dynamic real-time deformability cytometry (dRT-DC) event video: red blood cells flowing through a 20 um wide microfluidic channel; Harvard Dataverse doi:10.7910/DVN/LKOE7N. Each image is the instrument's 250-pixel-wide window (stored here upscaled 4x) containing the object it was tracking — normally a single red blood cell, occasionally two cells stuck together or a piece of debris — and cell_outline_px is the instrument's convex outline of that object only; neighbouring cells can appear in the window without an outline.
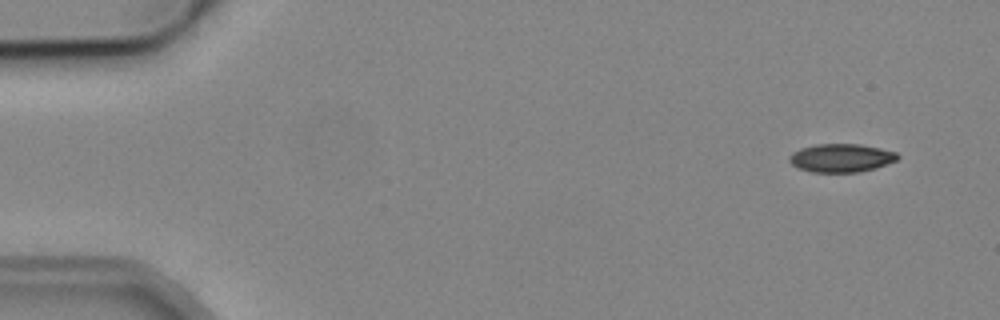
{"species": "common noctule bat (a hibernating species)", "species_latin": "Nyctalus noctula", "temperature_condition": "cold", "stored_images_in_passage": 7, "camera_frame_rate_fps": 3000, "um_per_image_px": 0.085, "animal": {"sex": "male", "body_mass_g": 19.2, "forearm_length_mm": 51.8}, "frame": {"image": 1, "passage_image": 1, "time_ms": 0.0, "image_size_px": [1000, 320], "cell_outline_px": [[900, 156], [896, 160], [876, 168], [860, 172], [812, 172], [796, 168], [788, 160], [788, 156], [792, 152], [800, 148], [816, 144], [860, 144], [880, 148], [896, 152]], "centroid_in_image_um": [71.47, 13.42], "position_along_channel_um": 13.5, "area_um2": 18.03}}
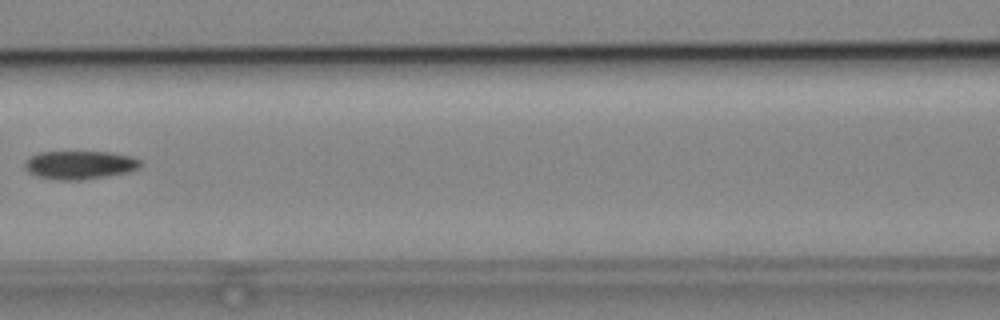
{"frame": {"image": 2, "passage_image": 7, "time_ms": 7.0, "image_size_px": [1000, 320], "cell_outline_px": [[140, 168], [128, 172], [104, 176], [76, 180], [60, 180], [36, 176], [24, 164], [32, 156], [40, 152], [108, 152], [132, 156], [140, 160]], "centroid_in_image_um": [6.83, 14.01], "position_along_channel_um": 159.8, "area_um2": 18.67}}